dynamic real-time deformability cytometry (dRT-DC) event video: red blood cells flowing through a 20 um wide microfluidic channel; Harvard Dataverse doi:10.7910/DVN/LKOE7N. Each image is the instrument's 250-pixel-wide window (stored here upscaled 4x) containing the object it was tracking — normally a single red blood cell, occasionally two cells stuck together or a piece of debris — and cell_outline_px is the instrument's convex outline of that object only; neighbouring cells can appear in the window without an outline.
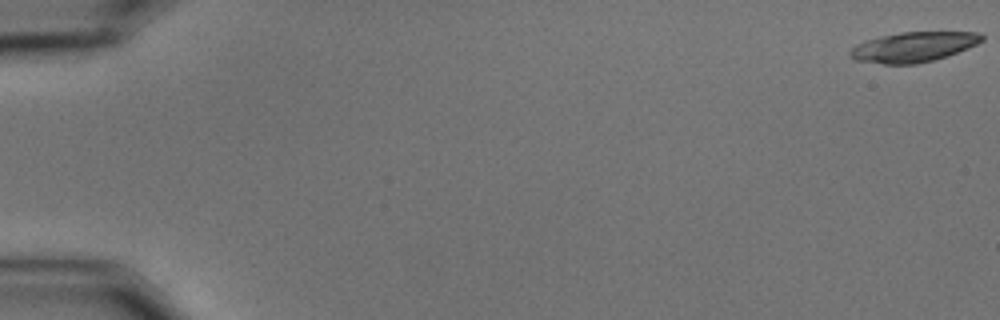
{"species": "common noctule bat (a hibernating species)", "species_latin": "Nyctalus noctula", "temperature_condition": "cold", "stored_images_in_passage": 46, "camera_frame_rate_fps": 3000, "um_per_image_px": 0.085, "animal": {"sex": "male", "body_mass_g": 15.6}, "frame": {"image": 1, "passage_image": 1, "time_ms": 0.0, "image_size_px": [1000, 320], "cell_outline_px": [[984, 40], [968, 48], [948, 56], [916, 64], [884, 64], [856, 60], [848, 56], [848, 52], [856, 44], [864, 40], [880, 36], [900, 32], [980, 32], [984, 36]], "centroid_in_image_um": [77.63, 3.99], "position_along_channel_um": 7.4, "area_um2": 23.18}}
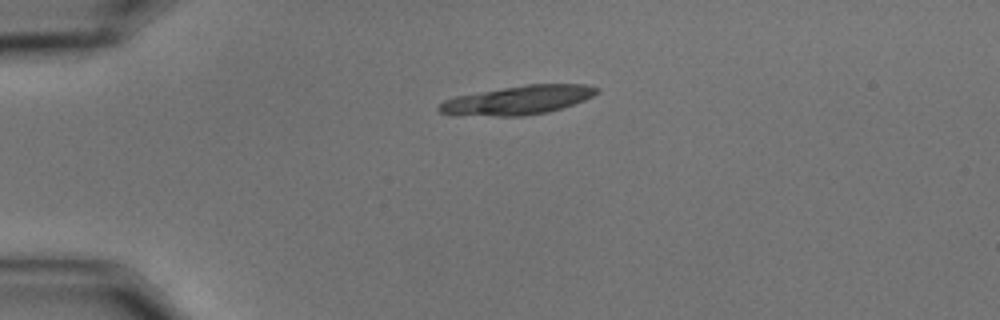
{"frame": {"image": 2, "passage_image": 15, "time_ms": 4.667, "image_size_px": [1000, 320], "cell_outline_px": [[600, 92], [584, 100], [548, 112], [524, 116], [452, 116], [440, 112], [436, 108], [444, 100], [456, 96], [524, 84], [588, 84], [600, 88]], "centroid_in_image_um": [43.99, 8.52], "position_along_channel_um": 41.0, "area_um2": 26.82}}
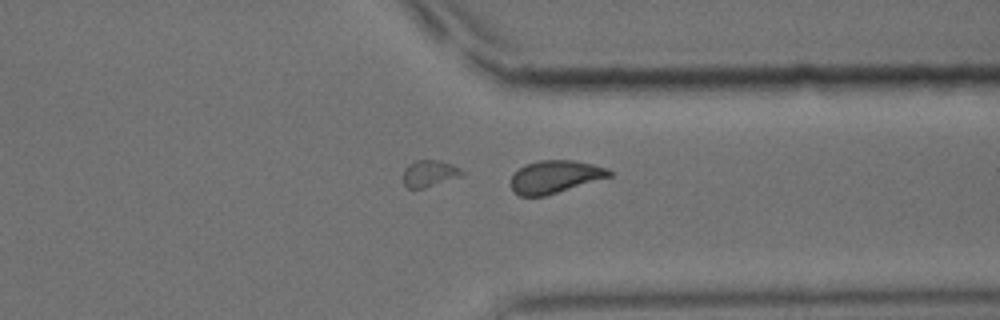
{"frame": {"image": 3, "passage_image": 46, "time_ms": 15.0, "image_size_px": [1000, 320], "cell_outline_px": [[612, 176], [544, 196], [520, 196], [512, 192], [512, 176], [520, 168], [528, 164], [540, 160], [572, 160], [592, 164], [608, 168], [612, 172]], "centroid_in_image_um": [47.19, 15.03], "position_along_channel_um": 364.2, "area_um2": 18.5}}